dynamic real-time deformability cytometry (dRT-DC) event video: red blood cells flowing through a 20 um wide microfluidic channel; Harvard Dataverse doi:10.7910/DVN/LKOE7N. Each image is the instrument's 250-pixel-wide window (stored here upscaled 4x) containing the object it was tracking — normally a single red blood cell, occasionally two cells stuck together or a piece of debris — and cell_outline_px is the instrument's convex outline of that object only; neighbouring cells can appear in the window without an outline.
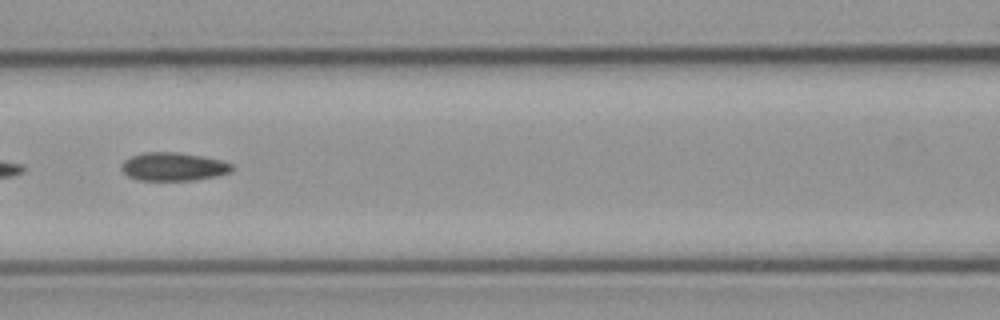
{"species": "common noctule bat (a hibernating species)", "species_latin": "Nyctalus noctula", "temperature_condition": "cold", "stored_images_in_passage": 5, "camera_frame_rate_fps": 3000, "um_per_image_px": 0.085, "animal": {"sex": "male", "body_mass_g": 23.1, "forearm_length_mm": 52.7}, "frame": {"image": 1, "passage_image": 5, "time_ms": 5.0, "image_size_px": [1000, 320], "cell_outline_px": [[236, 168], [228, 172], [216, 176], [196, 180], [136, 180], [128, 176], [120, 168], [120, 164], [124, 160], [132, 156], [144, 152], [176, 152], [200, 156], [220, 160], [232, 164]], "centroid_in_image_um": [14.71, 14.17], "position_along_channel_um": 151.9, "area_um2": 18.21}}